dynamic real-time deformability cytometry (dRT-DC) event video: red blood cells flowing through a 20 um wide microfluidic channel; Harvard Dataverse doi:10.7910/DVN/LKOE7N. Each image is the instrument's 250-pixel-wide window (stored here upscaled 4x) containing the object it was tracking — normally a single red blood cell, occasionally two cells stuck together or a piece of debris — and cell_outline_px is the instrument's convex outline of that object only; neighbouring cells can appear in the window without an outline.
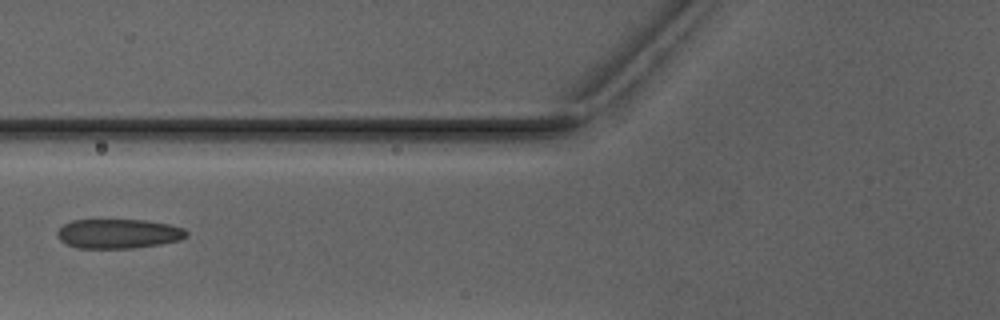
{"species": "Egyptian fruit bat (a non-hibernating species)", "species_latin": "Rousettus aegyptiacus", "temperature_condition": "warm", "stored_images_in_passage": 6, "camera_frame_rate_fps": 3000, "um_per_image_px": 0.085, "animal": {"sex": "male"}, "frame": {"image": 1, "passage_image": 5, "time_ms": 5.0, "image_size_px": [1000, 320], "cell_outline_px": [[188, 236], [180, 240], [160, 244], [132, 248], [76, 248], [64, 244], [56, 236], [56, 232], [64, 224], [72, 220], [144, 220], [168, 224], [184, 228], [188, 232]], "centroid_in_image_um": [10.04, 19.87], "position_along_channel_um": 115.8, "area_um2": 22.31}}
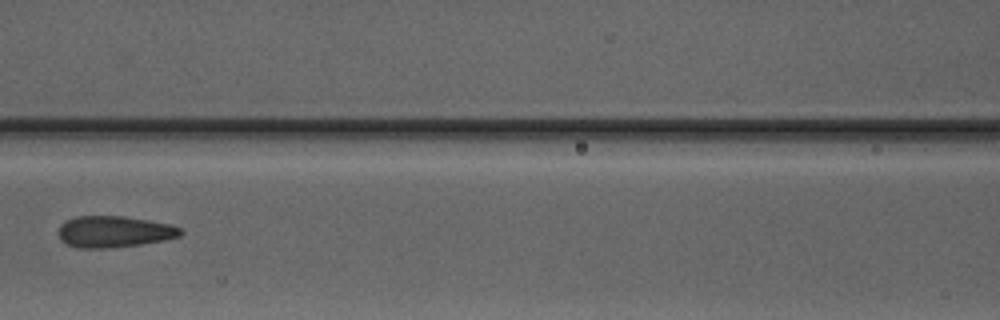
{"frame": {"image": 2, "passage_image": 6, "time_ms": 6.0, "image_size_px": [1000, 320], "cell_outline_px": [[184, 232], [180, 236], [164, 240], [140, 244], [104, 248], [80, 248], [68, 244], [60, 240], [56, 232], [60, 224], [76, 216], [124, 216], [148, 220], [168, 224], [180, 228]], "centroid_in_image_um": [9.66, 19.69], "position_along_channel_um": 156.9, "area_um2": 22.31}}